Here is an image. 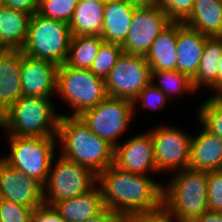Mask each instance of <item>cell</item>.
Returning <instances> with one entry per match:
<instances>
[{"label": "cell", "mask_w": 222, "mask_h": 222, "mask_svg": "<svg viewBox=\"0 0 222 222\" xmlns=\"http://www.w3.org/2000/svg\"><path fill=\"white\" fill-rule=\"evenodd\" d=\"M103 204L122 218L162 205L163 182L151 175L129 173L109 166L97 175Z\"/></svg>", "instance_id": "1"}, {"label": "cell", "mask_w": 222, "mask_h": 222, "mask_svg": "<svg viewBox=\"0 0 222 222\" xmlns=\"http://www.w3.org/2000/svg\"><path fill=\"white\" fill-rule=\"evenodd\" d=\"M57 148L64 158L99 174L114 165L115 147L98 137L79 116H64L59 120Z\"/></svg>", "instance_id": "2"}, {"label": "cell", "mask_w": 222, "mask_h": 222, "mask_svg": "<svg viewBox=\"0 0 222 222\" xmlns=\"http://www.w3.org/2000/svg\"><path fill=\"white\" fill-rule=\"evenodd\" d=\"M52 99L22 96L2 114L0 130L5 136L57 137L61 115Z\"/></svg>", "instance_id": "3"}, {"label": "cell", "mask_w": 222, "mask_h": 222, "mask_svg": "<svg viewBox=\"0 0 222 222\" xmlns=\"http://www.w3.org/2000/svg\"><path fill=\"white\" fill-rule=\"evenodd\" d=\"M172 174L163 183L162 204L176 220L193 222L209 211L208 172L188 167Z\"/></svg>", "instance_id": "4"}, {"label": "cell", "mask_w": 222, "mask_h": 222, "mask_svg": "<svg viewBox=\"0 0 222 222\" xmlns=\"http://www.w3.org/2000/svg\"><path fill=\"white\" fill-rule=\"evenodd\" d=\"M57 99H62L71 112L60 115L80 116L84 111L96 107L108 95L105 79L95 76L89 69H77L66 63L57 71ZM72 115H71V114Z\"/></svg>", "instance_id": "5"}, {"label": "cell", "mask_w": 222, "mask_h": 222, "mask_svg": "<svg viewBox=\"0 0 222 222\" xmlns=\"http://www.w3.org/2000/svg\"><path fill=\"white\" fill-rule=\"evenodd\" d=\"M8 153L0 157L11 167L46 183L53 158L57 155V137L5 136ZM57 150V151H56Z\"/></svg>", "instance_id": "6"}, {"label": "cell", "mask_w": 222, "mask_h": 222, "mask_svg": "<svg viewBox=\"0 0 222 222\" xmlns=\"http://www.w3.org/2000/svg\"><path fill=\"white\" fill-rule=\"evenodd\" d=\"M69 24L45 18L37 12L31 15L23 54L56 63L66 62L71 40Z\"/></svg>", "instance_id": "7"}, {"label": "cell", "mask_w": 222, "mask_h": 222, "mask_svg": "<svg viewBox=\"0 0 222 222\" xmlns=\"http://www.w3.org/2000/svg\"><path fill=\"white\" fill-rule=\"evenodd\" d=\"M96 184L97 174L91 169L57 153L43 185L44 204L52 207L56 202L88 192Z\"/></svg>", "instance_id": "8"}, {"label": "cell", "mask_w": 222, "mask_h": 222, "mask_svg": "<svg viewBox=\"0 0 222 222\" xmlns=\"http://www.w3.org/2000/svg\"><path fill=\"white\" fill-rule=\"evenodd\" d=\"M133 108V102L128 99L107 96L79 117L94 134L116 147L132 122Z\"/></svg>", "instance_id": "9"}, {"label": "cell", "mask_w": 222, "mask_h": 222, "mask_svg": "<svg viewBox=\"0 0 222 222\" xmlns=\"http://www.w3.org/2000/svg\"><path fill=\"white\" fill-rule=\"evenodd\" d=\"M148 130L154 143V157L159 175L172 174L189 167L192 132L180 126L156 124Z\"/></svg>", "instance_id": "10"}, {"label": "cell", "mask_w": 222, "mask_h": 222, "mask_svg": "<svg viewBox=\"0 0 222 222\" xmlns=\"http://www.w3.org/2000/svg\"><path fill=\"white\" fill-rule=\"evenodd\" d=\"M151 68L144 56L123 53L105 78L109 97L133 101L151 83Z\"/></svg>", "instance_id": "11"}, {"label": "cell", "mask_w": 222, "mask_h": 222, "mask_svg": "<svg viewBox=\"0 0 222 222\" xmlns=\"http://www.w3.org/2000/svg\"><path fill=\"white\" fill-rule=\"evenodd\" d=\"M171 23L167 13L159 5L135 8L129 32L121 45L123 53L145 56L153 41Z\"/></svg>", "instance_id": "12"}, {"label": "cell", "mask_w": 222, "mask_h": 222, "mask_svg": "<svg viewBox=\"0 0 222 222\" xmlns=\"http://www.w3.org/2000/svg\"><path fill=\"white\" fill-rule=\"evenodd\" d=\"M135 135L115 147L114 166L129 173L159 175L151 133L147 130Z\"/></svg>", "instance_id": "13"}, {"label": "cell", "mask_w": 222, "mask_h": 222, "mask_svg": "<svg viewBox=\"0 0 222 222\" xmlns=\"http://www.w3.org/2000/svg\"><path fill=\"white\" fill-rule=\"evenodd\" d=\"M0 199L35 210L44 205L43 184L11 167L0 157Z\"/></svg>", "instance_id": "14"}, {"label": "cell", "mask_w": 222, "mask_h": 222, "mask_svg": "<svg viewBox=\"0 0 222 222\" xmlns=\"http://www.w3.org/2000/svg\"><path fill=\"white\" fill-rule=\"evenodd\" d=\"M58 65L22 53L21 86L23 96L56 98ZM55 95V97H54Z\"/></svg>", "instance_id": "15"}, {"label": "cell", "mask_w": 222, "mask_h": 222, "mask_svg": "<svg viewBox=\"0 0 222 222\" xmlns=\"http://www.w3.org/2000/svg\"><path fill=\"white\" fill-rule=\"evenodd\" d=\"M21 50L0 49V112L3 114L22 96Z\"/></svg>", "instance_id": "16"}, {"label": "cell", "mask_w": 222, "mask_h": 222, "mask_svg": "<svg viewBox=\"0 0 222 222\" xmlns=\"http://www.w3.org/2000/svg\"><path fill=\"white\" fill-rule=\"evenodd\" d=\"M208 36L177 22V71L195 77Z\"/></svg>", "instance_id": "17"}, {"label": "cell", "mask_w": 222, "mask_h": 222, "mask_svg": "<svg viewBox=\"0 0 222 222\" xmlns=\"http://www.w3.org/2000/svg\"><path fill=\"white\" fill-rule=\"evenodd\" d=\"M192 135L189 168L201 171L222 170V139L202 130Z\"/></svg>", "instance_id": "18"}, {"label": "cell", "mask_w": 222, "mask_h": 222, "mask_svg": "<svg viewBox=\"0 0 222 222\" xmlns=\"http://www.w3.org/2000/svg\"><path fill=\"white\" fill-rule=\"evenodd\" d=\"M135 7L125 0L105 3L100 36L105 42L122 45L127 37Z\"/></svg>", "instance_id": "19"}, {"label": "cell", "mask_w": 222, "mask_h": 222, "mask_svg": "<svg viewBox=\"0 0 222 222\" xmlns=\"http://www.w3.org/2000/svg\"><path fill=\"white\" fill-rule=\"evenodd\" d=\"M52 207L66 222H81L97 215L105 208L98 184L88 192L56 202Z\"/></svg>", "instance_id": "20"}, {"label": "cell", "mask_w": 222, "mask_h": 222, "mask_svg": "<svg viewBox=\"0 0 222 222\" xmlns=\"http://www.w3.org/2000/svg\"><path fill=\"white\" fill-rule=\"evenodd\" d=\"M177 22H172L153 41L144 56L151 71L177 70Z\"/></svg>", "instance_id": "21"}, {"label": "cell", "mask_w": 222, "mask_h": 222, "mask_svg": "<svg viewBox=\"0 0 222 222\" xmlns=\"http://www.w3.org/2000/svg\"><path fill=\"white\" fill-rule=\"evenodd\" d=\"M30 18V13L0 4V49H22L26 42Z\"/></svg>", "instance_id": "22"}, {"label": "cell", "mask_w": 222, "mask_h": 222, "mask_svg": "<svg viewBox=\"0 0 222 222\" xmlns=\"http://www.w3.org/2000/svg\"><path fill=\"white\" fill-rule=\"evenodd\" d=\"M222 57V37H208L205 42L202 58L195 77L192 79L196 91L211 90L218 96V66Z\"/></svg>", "instance_id": "23"}, {"label": "cell", "mask_w": 222, "mask_h": 222, "mask_svg": "<svg viewBox=\"0 0 222 222\" xmlns=\"http://www.w3.org/2000/svg\"><path fill=\"white\" fill-rule=\"evenodd\" d=\"M183 24L208 37H222V0H195Z\"/></svg>", "instance_id": "24"}, {"label": "cell", "mask_w": 222, "mask_h": 222, "mask_svg": "<svg viewBox=\"0 0 222 222\" xmlns=\"http://www.w3.org/2000/svg\"><path fill=\"white\" fill-rule=\"evenodd\" d=\"M105 3L99 0H78L69 22L72 36H100Z\"/></svg>", "instance_id": "25"}, {"label": "cell", "mask_w": 222, "mask_h": 222, "mask_svg": "<svg viewBox=\"0 0 222 222\" xmlns=\"http://www.w3.org/2000/svg\"><path fill=\"white\" fill-rule=\"evenodd\" d=\"M103 42L101 36H72L65 63L77 69L90 70Z\"/></svg>", "instance_id": "26"}, {"label": "cell", "mask_w": 222, "mask_h": 222, "mask_svg": "<svg viewBox=\"0 0 222 222\" xmlns=\"http://www.w3.org/2000/svg\"><path fill=\"white\" fill-rule=\"evenodd\" d=\"M151 82L161 89L168 97L171 103L173 98L177 96H186L184 94L194 95L197 91L194 89L192 80L179 71H151Z\"/></svg>", "instance_id": "27"}, {"label": "cell", "mask_w": 222, "mask_h": 222, "mask_svg": "<svg viewBox=\"0 0 222 222\" xmlns=\"http://www.w3.org/2000/svg\"><path fill=\"white\" fill-rule=\"evenodd\" d=\"M200 103L195 110L199 125L222 139V98L210 95Z\"/></svg>", "instance_id": "28"}, {"label": "cell", "mask_w": 222, "mask_h": 222, "mask_svg": "<svg viewBox=\"0 0 222 222\" xmlns=\"http://www.w3.org/2000/svg\"><path fill=\"white\" fill-rule=\"evenodd\" d=\"M122 54L121 45L104 41L99 48L90 71L95 76L105 79Z\"/></svg>", "instance_id": "29"}, {"label": "cell", "mask_w": 222, "mask_h": 222, "mask_svg": "<svg viewBox=\"0 0 222 222\" xmlns=\"http://www.w3.org/2000/svg\"><path fill=\"white\" fill-rule=\"evenodd\" d=\"M78 0H40L38 14L69 24Z\"/></svg>", "instance_id": "30"}, {"label": "cell", "mask_w": 222, "mask_h": 222, "mask_svg": "<svg viewBox=\"0 0 222 222\" xmlns=\"http://www.w3.org/2000/svg\"><path fill=\"white\" fill-rule=\"evenodd\" d=\"M132 102L135 116V113H139L138 109H140V107L143 109H150L154 112L157 110L165 109L166 107H168L171 101L161 89L156 87L151 82L149 85L142 89V91ZM136 106L139 107L137 108Z\"/></svg>", "instance_id": "31"}, {"label": "cell", "mask_w": 222, "mask_h": 222, "mask_svg": "<svg viewBox=\"0 0 222 222\" xmlns=\"http://www.w3.org/2000/svg\"><path fill=\"white\" fill-rule=\"evenodd\" d=\"M33 211L23 205L0 199L1 222H32Z\"/></svg>", "instance_id": "32"}, {"label": "cell", "mask_w": 222, "mask_h": 222, "mask_svg": "<svg viewBox=\"0 0 222 222\" xmlns=\"http://www.w3.org/2000/svg\"><path fill=\"white\" fill-rule=\"evenodd\" d=\"M195 0H159V6L172 22L183 23L191 14Z\"/></svg>", "instance_id": "33"}, {"label": "cell", "mask_w": 222, "mask_h": 222, "mask_svg": "<svg viewBox=\"0 0 222 222\" xmlns=\"http://www.w3.org/2000/svg\"><path fill=\"white\" fill-rule=\"evenodd\" d=\"M209 211L222 212V170L208 172Z\"/></svg>", "instance_id": "34"}, {"label": "cell", "mask_w": 222, "mask_h": 222, "mask_svg": "<svg viewBox=\"0 0 222 222\" xmlns=\"http://www.w3.org/2000/svg\"><path fill=\"white\" fill-rule=\"evenodd\" d=\"M176 218L162 204L159 208L129 216L125 222H175Z\"/></svg>", "instance_id": "35"}, {"label": "cell", "mask_w": 222, "mask_h": 222, "mask_svg": "<svg viewBox=\"0 0 222 222\" xmlns=\"http://www.w3.org/2000/svg\"><path fill=\"white\" fill-rule=\"evenodd\" d=\"M32 222H66L53 207L42 205L32 213Z\"/></svg>", "instance_id": "36"}, {"label": "cell", "mask_w": 222, "mask_h": 222, "mask_svg": "<svg viewBox=\"0 0 222 222\" xmlns=\"http://www.w3.org/2000/svg\"><path fill=\"white\" fill-rule=\"evenodd\" d=\"M2 5L33 15L38 12L40 0H3Z\"/></svg>", "instance_id": "37"}, {"label": "cell", "mask_w": 222, "mask_h": 222, "mask_svg": "<svg viewBox=\"0 0 222 222\" xmlns=\"http://www.w3.org/2000/svg\"><path fill=\"white\" fill-rule=\"evenodd\" d=\"M81 222H125V219L118 215L116 212L104 208L97 215L87 218Z\"/></svg>", "instance_id": "38"}, {"label": "cell", "mask_w": 222, "mask_h": 222, "mask_svg": "<svg viewBox=\"0 0 222 222\" xmlns=\"http://www.w3.org/2000/svg\"><path fill=\"white\" fill-rule=\"evenodd\" d=\"M193 222H222V212L207 211Z\"/></svg>", "instance_id": "39"}, {"label": "cell", "mask_w": 222, "mask_h": 222, "mask_svg": "<svg viewBox=\"0 0 222 222\" xmlns=\"http://www.w3.org/2000/svg\"><path fill=\"white\" fill-rule=\"evenodd\" d=\"M135 8L154 7L159 5V0H125Z\"/></svg>", "instance_id": "40"}, {"label": "cell", "mask_w": 222, "mask_h": 222, "mask_svg": "<svg viewBox=\"0 0 222 222\" xmlns=\"http://www.w3.org/2000/svg\"><path fill=\"white\" fill-rule=\"evenodd\" d=\"M222 95V57L218 66V96Z\"/></svg>", "instance_id": "41"}, {"label": "cell", "mask_w": 222, "mask_h": 222, "mask_svg": "<svg viewBox=\"0 0 222 222\" xmlns=\"http://www.w3.org/2000/svg\"><path fill=\"white\" fill-rule=\"evenodd\" d=\"M1 124H2V113L0 112V128H1Z\"/></svg>", "instance_id": "42"}, {"label": "cell", "mask_w": 222, "mask_h": 222, "mask_svg": "<svg viewBox=\"0 0 222 222\" xmlns=\"http://www.w3.org/2000/svg\"><path fill=\"white\" fill-rule=\"evenodd\" d=\"M99 1H102V2L106 3V2H109V1H112V0H99Z\"/></svg>", "instance_id": "43"}]
</instances>
